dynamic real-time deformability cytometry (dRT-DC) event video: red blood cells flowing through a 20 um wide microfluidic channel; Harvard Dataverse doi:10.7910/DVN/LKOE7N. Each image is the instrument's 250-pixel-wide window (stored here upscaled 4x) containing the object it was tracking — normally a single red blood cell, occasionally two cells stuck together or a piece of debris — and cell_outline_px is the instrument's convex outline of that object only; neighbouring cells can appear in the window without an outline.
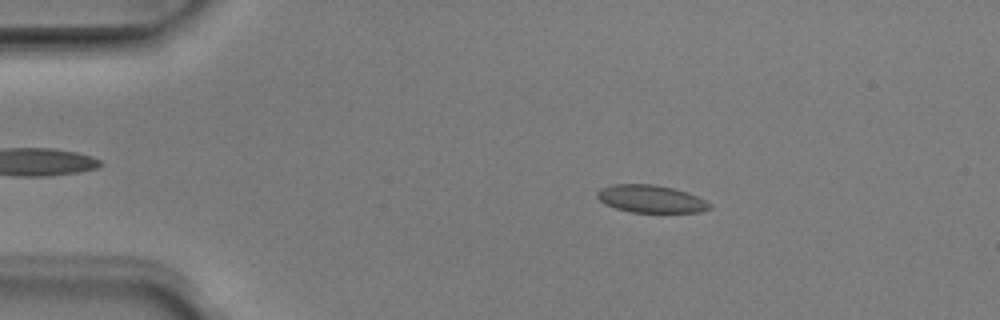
{"species": "Egyptian fruit bat (a non-hibernating species)", "species_latin": "Rousettus aegyptiacus", "temperature_condition": "room temperature", "stored_images_in_passage": 51, "camera_frame_rate_fps": 3000, "um_per_image_px": 0.085, "animal": {"sex": "male"}, "frame": {"image": 1, "passage_image": 9, "time_ms": 2.667, "image_size_px": [1000, 320], "cell_outline_px": [[712, 208], [700, 212], [628, 212], [604, 204], [596, 196], [596, 192], [600, 188], [612, 184], [652, 184], [672, 188], [688, 192], [712, 204]], "centroid_in_image_um": [55.3, 16.9], "position_along_channel_um": 29.7, "area_um2": 18.15}}
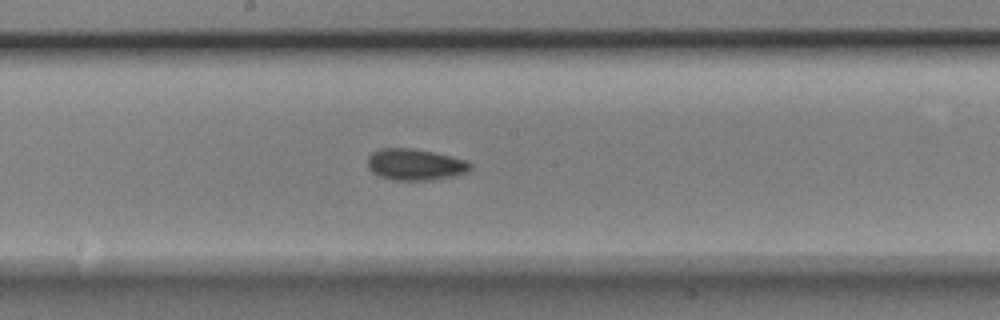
{"frame": {"image": 2, "passage_image": 27, "time_ms": 8.667, "image_size_px": [1000, 320], "cell_outline_px": [[472, 168], [468, 172], [456, 176], [432, 180], [392, 180], [380, 176], [372, 172], [368, 168], [368, 156], [372, 152], [380, 148], [412, 148], [452, 156], [468, 160], [472, 164]], "centroid_in_image_um": [35.32, 13.99], "position_along_channel_um": 212.9, "area_um2": 19.07}}
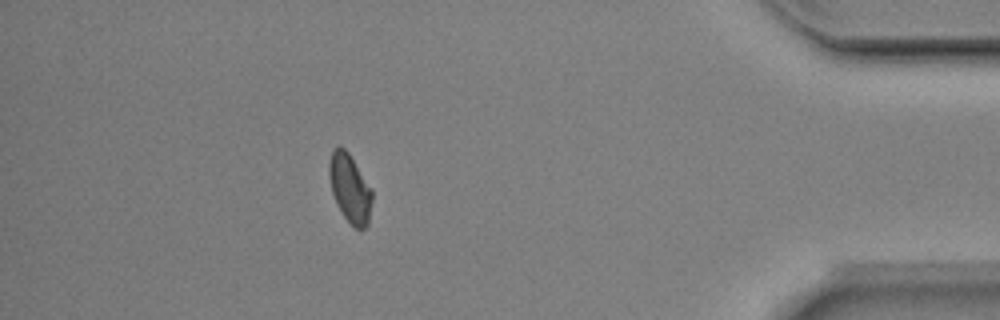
{"frame": {"image": 3, "passage_image": 45, "time_ms": 14.667, "image_size_px": [1000, 320], "cell_outline_px": [[372, 200], [368, 224], [360, 232], [344, 216], [336, 204], [332, 192], [328, 176], [328, 164], [332, 148], [344, 148], [348, 152], [372, 188]], "centroid_in_image_um": [29.73, 16.01], "position_along_channel_um": 405.5, "area_um2": 17.22}, "authors_computed_cell_mechanics": {"area_um2": 18.0336, "velocity_mm_per_s": 3.9823, "shape_relaxation_time_tau1_ms": 2.9823, "shape_relaxation_time_tau2_ms": 3.6945, "deformation_change_tau1": 0.0654, "deformation_change_tau2": 0.0579}}